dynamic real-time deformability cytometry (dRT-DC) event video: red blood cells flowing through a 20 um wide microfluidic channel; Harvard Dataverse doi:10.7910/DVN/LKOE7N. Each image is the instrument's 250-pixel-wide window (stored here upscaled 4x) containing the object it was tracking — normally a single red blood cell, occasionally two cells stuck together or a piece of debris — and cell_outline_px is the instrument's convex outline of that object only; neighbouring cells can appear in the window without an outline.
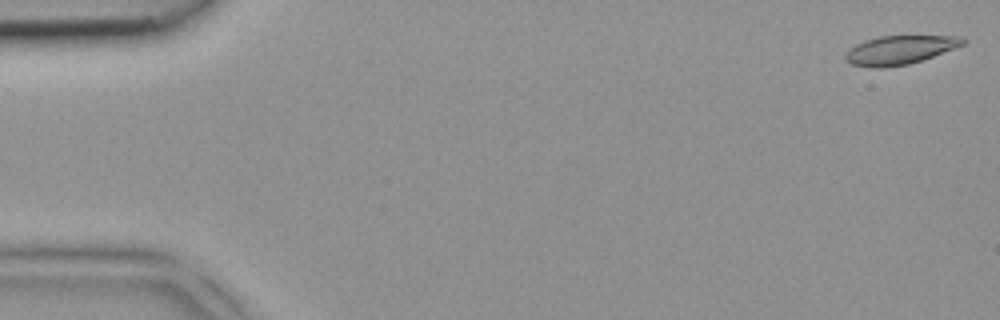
{"species": "common noctule bat (a hibernating species)", "species_latin": "Nyctalus noctula", "temperature_condition": "room temperature", "stored_images_in_passage": 5, "camera_frame_rate_fps": 3000, "um_per_image_px": 0.085, "animal": {"sex": "female", "body_mass_g": 18.4}, "frame": {"image": 1, "passage_image": 1, "time_ms": 0.0, "image_size_px": [1000, 320], "cell_outline_px": [[968, 40], [964, 44], [932, 56], [908, 64], [880, 68], [872, 68], [852, 64], [844, 60], [844, 56], [856, 44], [864, 40], [880, 36], [964, 36]], "centroid_in_image_um": [76.48, 4.24], "position_along_channel_um": 8.5, "area_um2": 19.48}}
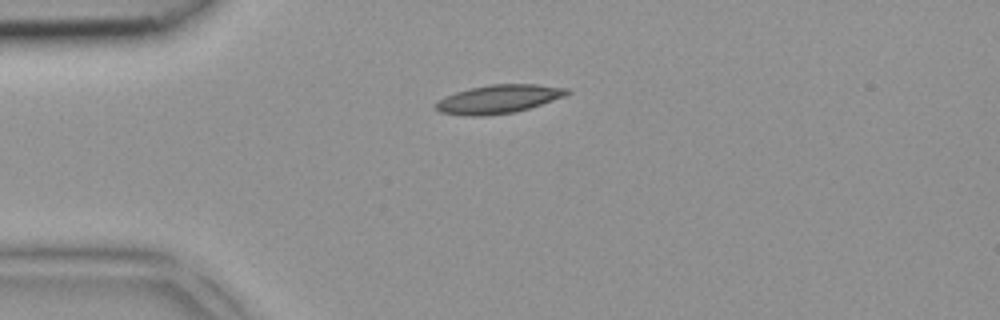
{"frame": {"image": 2, "passage_image": 4, "time_ms": 1.0, "image_size_px": [1000, 320], "cell_outline_px": [[572, 92], [564, 96], [516, 112], [484, 116], [464, 116], [440, 112], [432, 108], [432, 104], [436, 100], [444, 96], [468, 88], [488, 84], [536, 84], [568, 88]], "centroid_in_image_um": [42.28, 8.42], "position_along_channel_um": 42.7, "area_um2": 22.14}}